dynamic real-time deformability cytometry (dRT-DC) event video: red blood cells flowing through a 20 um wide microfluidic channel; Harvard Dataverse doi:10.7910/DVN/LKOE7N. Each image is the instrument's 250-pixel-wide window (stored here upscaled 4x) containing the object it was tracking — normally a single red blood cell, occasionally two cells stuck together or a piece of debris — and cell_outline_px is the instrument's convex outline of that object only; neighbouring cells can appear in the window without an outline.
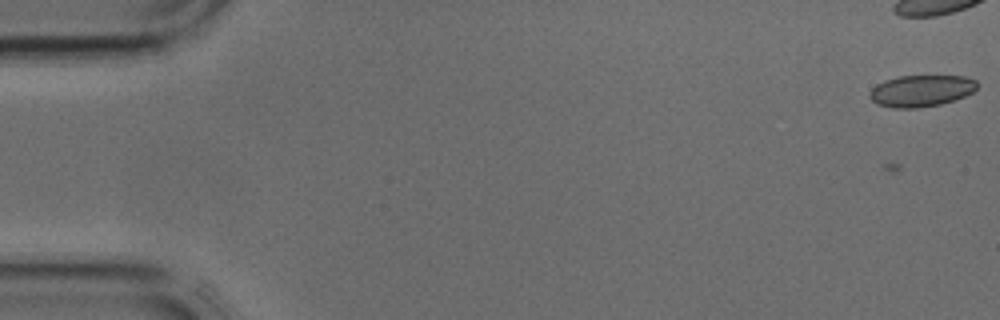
{"species": "common noctule bat (a hibernating species)", "species_latin": "Nyctalus noctula", "temperature_condition": "cold", "stored_images_in_passage": 41, "camera_frame_rate_fps": 3000, "um_per_image_px": 0.085, "animal": {"sex": "male", "body_mass_g": 17.9, "forearm_length_mm": 54.2}, "frame": {"image": 1, "passage_image": 3, "time_ms": 0.667, "image_size_px": [1000, 320], "cell_outline_px": [[976, 88], [972, 92], [964, 96], [940, 104], [916, 108], [892, 108], [876, 104], [868, 96], [868, 92], [876, 84], [884, 80], [900, 76], [964, 76], [976, 80]], "centroid_in_image_um": [78.24, 7.72], "position_along_channel_um": 6.8, "area_um2": 19.77}}